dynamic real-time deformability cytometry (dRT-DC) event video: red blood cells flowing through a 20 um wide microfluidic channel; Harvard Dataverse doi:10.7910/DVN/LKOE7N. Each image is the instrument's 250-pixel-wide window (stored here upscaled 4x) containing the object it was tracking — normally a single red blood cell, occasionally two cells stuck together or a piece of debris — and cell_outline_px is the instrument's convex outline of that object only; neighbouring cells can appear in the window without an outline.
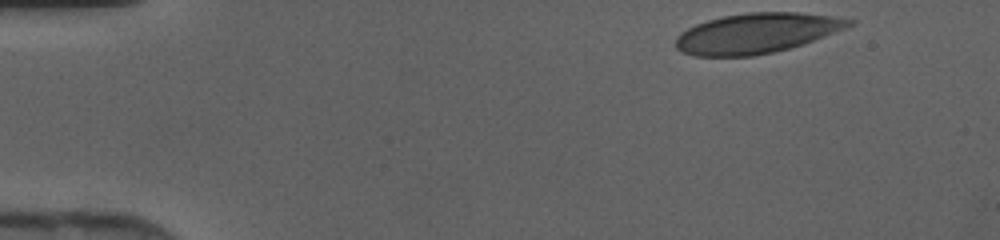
{"species": "human", "species_latin": "Homo sapiens", "temperature_condition": "cold", "stored_images_in_passage": 34, "camera_frame_rate_fps": 3000, "um_per_image_px": 0.085, "donor": {"sex": "female"}, "frame": {"image": 1, "passage_image": 1, "time_ms": 0.0, "image_size_px": [1000, 240], "cell_outline_px": [[856, 24], [848, 28], [804, 44], [772, 52], [752, 56], [692, 56], [676, 48], [676, 36], [680, 32], [696, 24], [708, 20], [724, 16], [748, 12], [796, 12], [828, 16], [856, 20]], "centroid_in_image_um": [64.33, 2.82], "position_along_channel_um": 20.7, "area_um2": 40.46}}
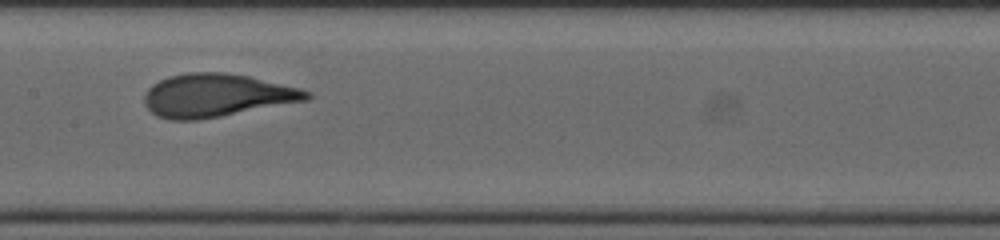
{"frame": {"image": 2, "passage_image": 19, "time_ms": 6.0, "image_size_px": [1000, 240], "cell_outline_px": [[312, 96], [308, 100], [200, 120], [172, 120], [156, 116], [144, 104], [144, 96], [148, 88], [152, 84], [168, 76], [188, 72], [224, 72], [248, 76], [300, 88], [312, 92]], "centroid_in_image_um": [18.4, 8.11], "position_along_channel_um": 189.0, "area_um2": 40.86}}
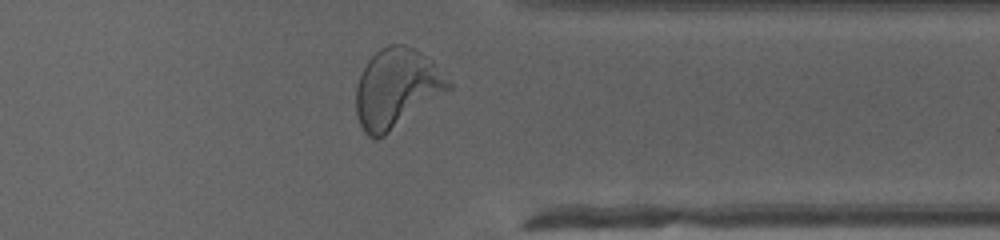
{"frame": {"image": 3, "passage_image": 32, "time_ms": 10.333, "image_size_px": [1000, 240], "cell_outline_px": [[452, 88], [384, 136], [376, 140], [368, 136], [364, 132], [360, 124], [356, 112], [356, 88], [360, 72], [368, 60], [380, 48], [388, 44], [404, 44], [416, 48], [432, 60], [436, 64], [452, 84]], "centroid_in_image_um": [33.7, 7.49], "position_along_channel_um": 377.7, "area_um2": 42.83}}